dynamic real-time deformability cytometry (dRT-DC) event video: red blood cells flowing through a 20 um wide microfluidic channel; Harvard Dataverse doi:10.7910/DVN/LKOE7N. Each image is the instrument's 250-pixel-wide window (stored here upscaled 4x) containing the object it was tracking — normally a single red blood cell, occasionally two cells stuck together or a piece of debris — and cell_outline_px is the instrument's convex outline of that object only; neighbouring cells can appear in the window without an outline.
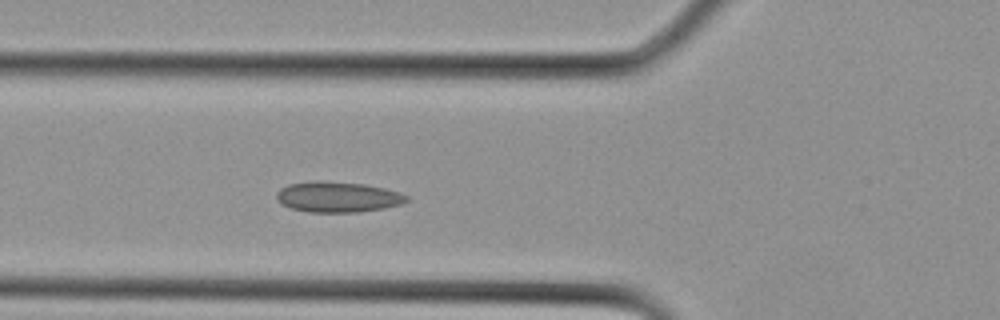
{"species": "Egyptian fruit bat (a non-hibernating species)", "species_latin": "Rousettus aegyptiacus", "temperature_condition": "cold", "stored_images_in_passage": 6, "camera_frame_rate_fps": 3000, "um_per_image_px": 0.085, "animal": {"sex": "female"}, "frame": {"image": 1, "passage_image": 6, "time_ms": 1.667, "image_size_px": [1000, 320], "cell_outline_px": [[408, 200], [400, 204], [384, 208], [356, 212], [308, 212], [292, 208], [276, 200], [276, 192], [280, 188], [288, 184], [312, 180], [316, 180], [364, 184], [384, 188], [400, 192], [408, 196]], "centroid_in_image_um": [28.68, 16.73], "position_along_channel_um": 97.1, "area_um2": 23.18}}